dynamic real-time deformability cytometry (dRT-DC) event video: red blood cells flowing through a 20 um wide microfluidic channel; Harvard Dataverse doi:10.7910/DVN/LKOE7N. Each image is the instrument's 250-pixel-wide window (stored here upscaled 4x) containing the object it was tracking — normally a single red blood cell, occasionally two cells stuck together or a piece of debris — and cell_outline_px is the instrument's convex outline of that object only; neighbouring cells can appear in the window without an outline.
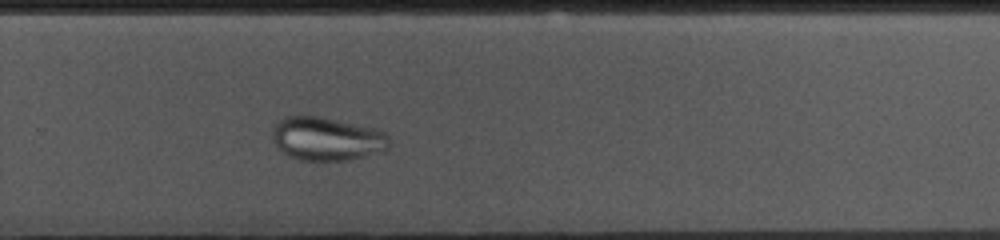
{"species": "common noctule bat (a hibernating species)", "species_latin": "Nyctalus noctula", "temperature_condition": "cold", "stored_images_in_passage": 44, "camera_frame_rate_fps": 3000, "um_per_image_px": 0.085, "animal": {"sex": "female", "body_mass_g": 10.0, "forearm_length_mm": 53.1}, "frame": {"image": 1, "passage_image": 32, "time_ms": 10.333, "image_size_px": [1000, 240], "cell_outline_px": [[388, 148], [364, 156], [348, 160], [300, 160], [284, 152], [276, 144], [272, 136], [272, 128], [284, 116], [320, 116], [372, 128], [384, 132], [388, 136]], "centroid_in_image_um": [27.75, 11.79], "position_along_channel_um": 302.0, "area_um2": 29.02}}
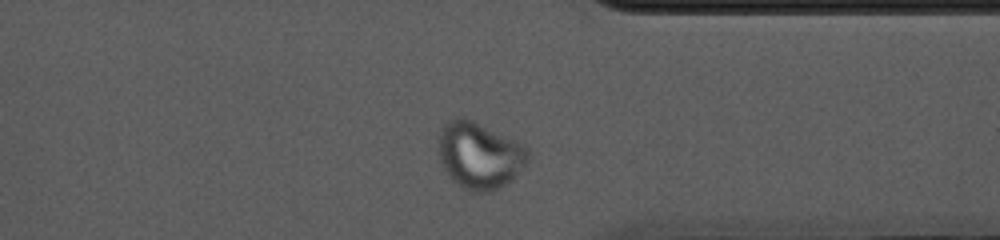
{"frame": {"image": 2, "passage_image": 38, "time_ms": 12.333, "image_size_px": [1000, 240], "cell_outline_px": [[528, 160], [504, 184], [488, 192], [472, 192], [464, 188], [452, 180], [444, 168], [436, 152], [440, 128], [448, 120], [456, 116], [464, 116], [516, 140], [524, 144], [528, 148]], "centroid_in_image_um": [40.68, 13.15], "position_along_channel_um": 370.7, "area_um2": 34.74}}